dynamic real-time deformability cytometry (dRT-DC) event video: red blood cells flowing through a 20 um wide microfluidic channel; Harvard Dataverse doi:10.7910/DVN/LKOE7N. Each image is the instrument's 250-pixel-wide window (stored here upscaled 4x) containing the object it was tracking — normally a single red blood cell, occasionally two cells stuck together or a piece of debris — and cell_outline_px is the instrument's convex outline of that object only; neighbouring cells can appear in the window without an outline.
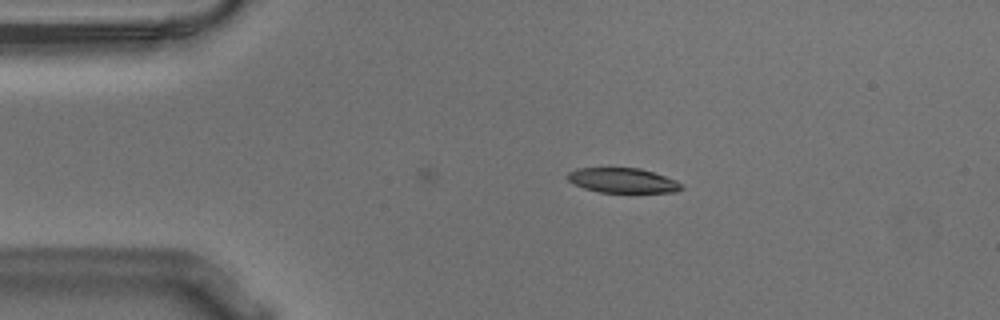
{"species": "Egyptian fruit bat (a non-hibernating species)", "species_latin": "Rousettus aegyptiacus", "temperature_condition": "warm", "stored_images_in_passage": 13, "camera_frame_rate_fps": 3000, "um_per_image_px": 0.085, "animal": {"sex": "male"}, "frame": {"image": 1, "passage_image": 13, "time_ms": 4.0, "image_size_px": [1000, 320], "cell_outline_px": [[684, 188], [676, 192], [600, 192], [584, 188], [572, 184], [568, 180], [568, 172], [576, 168], [640, 168], [676, 180], [684, 184]], "centroid_in_image_um": [52.94, 15.34], "position_along_channel_um": 32.1, "area_um2": 16.47}}